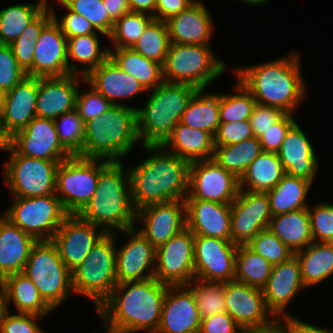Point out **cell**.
Listing matches in <instances>:
<instances>
[{"mask_svg":"<svg viewBox=\"0 0 333 333\" xmlns=\"http://www.w3.org/2000/svg\"><path fill=\"white\" fill-rule=\"evenodd\" d=\"M239 191V179L213 159L190 163L185 200L232 203Z\"/></svg>","mask_w":333,"mask_h":333,"instance_id":"9a60e30c","label":"cell"},{"mask_svg":"<svg viewBox=\"0 0 333 333\" xmlns=\"http://www.w3.org/2000/svg\"><path fill=\"white\" fill-rule=\"evenodd\" d=\"M245 333H284L281 328L276 325L274 328L267 331H257V332H245Z\"/></svg>","mask_w":333,"mask_h":333,"instance_id":"753ad0ef","label":"cell"},{"mask_svg":"<svg viewBox=\"0 0 333 333\" xmlns=\"http://www.w3.org/2000/svg\"><path fill=\"white\" fill-rule=\"evenodd\" d=\"M224 296L226 312L244 332L267 331L277 325L266 307L262 289L232 280L224 283Z\"/></svg>","mask_w":333,"mask_h":333,"instance_id":"4fadbf2b","label":"cell"},{"mask_svg":"<svg viewBox=\"0 0 333 333\" xmlns=\"http://www.w3.org/2000/svg\"><path fill=\"white\" fill-rule=\"evenodd\" d=\"M43 318L35 314L9 312L1 325L0 333H44L37 324L38 320Z\"/></svg>","mask_w":333,"mask_h":333,"instance_id":"91938a15","label":"cell"},{"mask_svg":"<svg viewBox=\"0 0 333 333\" xmlns=\"http://www.w3.org/2000/svg\"><path fill=\"white\" fill-rule=\"evenodd\" d=\"M130 12L146 13L154 17L156 0H128Z\"/></svg>","mask_w":333,"mask_h":333,"instance_id":"a7ac6f4b","label":"cell"},{"mask_svg":"<svg viewBox=\"0 0 333 333\" xmlns=\"http://www.w3.org/2000/svg\"><path fill=\"white\" fill-rule=\"evenodd\" d=\"M277 325L284 333H333V330L306 323L291 314L278 318Z\"/></svg>","mask_w":333,"mask_h":333,"instance_id":"be15d7a7","label":"cell"},{"mask_svg":"<svg viewBox=\"0 0 333 333\" xmlns=\"http://www.w3.org/2000/svg\"><path fill=\"white\" fill-rule=\"evenodd\" d=\"M109 57L122 71L136 78L146 91L153 90L164 81L162 65L132 48L109 47Z\"/></svg>","mask_w":333,"mask_h":333,"instance_id":"e575fe53","label":"cell"},{"mask_svg":"<svg viewBox=\"0 0 333 333\" xmlns=\"http://www.w3.org/2000/svg\"><path fill=\"white\" fill-rule=\"evenodd\" d=\"M137 222L143 225L136 229L157 248L186 228L185 200L145 206L136 211Z\"/></svg>","mask_w":333,"mask_h":333,"instance_id":"ffe728a7","label":"cell"},{"mask_svg":"<svg viewBox=\"0 0 333 333\" xmlns=\"http://www.w3.org/2000/svg\"><path fill=\"white\" fill-rule=\"evenodd\" d=\"M109 17L115 22L124 14L130 12L128 0H103Z\"/></svg>","mask_w":333,"mask_h":333,"instance_id":"003e7915","label":"cell"},{"mask_svg":"<svg viewBox=\"0 0 333 333\" xmlns=\"http://www.w3.org/2000/svg\"><path fill=\"white\" fill-rule=\"evenodd\" d=\"M235 93L222 94L220 101V121L239 122L247 121L257 104L253 95L237 80Z\"/></svg>","mask_w":333,"mask_h":333,"instance_id":"bcb514c9","label":"cell"},{"mask_svg":"<svg viewBox=\"0 0 333 333\" xmlns=\"http://www.w3.org/2000/svg\"><path fill=\"white\" fill-rule=\"evenodd\" d=\"M2 106H0V129H4L3 122H2Z\"/></svg>","mask_w":333,"mask_h":333,"instance_id":"11e5206c","label":"cell"},{"mask_svg":"<svg viewBox=\"0 0 333 333\" xmlns=\"http://www.w3.org/2000/svg\"><path fill=\"white\" fill-rule=\"evenodd\" d=\"M167 288L156 278L117 284L96 310L103 329L116 333H156Z\"/></svg>","mask_w":333,"mask_h":333,"instance_id":"6da1fadb","label":"cell"},{"mask_svg":"<svg viewBox=\"0 0 333 333\" xmlns=\"http://www.w3.org/2000/svg\"><path fill=\"white\" fill-rule=\"evenodd\" d=\"M187 286L195 296L201 319L226 312L224 283L205 282L194 279Z\"/></svg>","mask_w":333,"mask_h":333,"instance_id":"7dc6e473","label":"cell"},{"mask_svg":"<svg viewBox=\"0 0 333 333\" xmlns=\"http://www.w3.org/2000/svg\"><path fill=\"white\" fill-rule=\"evenodd\" d=\"M236 1V0H235ZM239 2H242L244 4H251L252 6H262V4H265L268 2V0H237Z\"/></svg>","mask_w":333,"mask_h":333,"instance_id":"8c879c8a","label":"cell"},{"mask_svg":"<svg viewBox=\"0 0 333 333\" xmlns=\"http://www.w3.org/2000/svg\"><path fill=\"white\" fill-rule=\"evenodd\" d=\"M199 333L245 332L227 312H224L202 319Z\"/></svg>","mask_w":333,"mask_h":333,"instance_id":"94428289","label":"cell"},{"mask_svg":"<svg viewBox=\"0 0 333 333\" xmlns=\"http://www.w3.org/2000/svg\"><path fill=\"white\" fill-rule=\"evenodd\" d=\"M171 43L209 45L213 33V20L201 1L195 0L177 15L166 20Z\"/></svg>","mask_w":333,"mask_h":333,"instance_id":"83f0119b","label":"cell"},{"mask_svg":"<svg viewBox=\"0 0 333 333\" xmlns=\"http://www.w3.org/2000/svg\"><path fill=\"white\" fill-rule=\"evenodd\" d=\"M161 146L189 163L214 157V137L207 131L193 129L180 122Z\"/></svg>","mask_w":333,"mask_h":333,"instance_id":"1f68e13d","label":"cell"},{"mask_svg":"<svg viewBox=\"0 0 333 333\" xmlns=\"http://www.w3.org/2000/svg\"><path fill=\"white\" fill-rule=\"evenodd\" d=\"M252 137L250 120L220 123L214 135V146L230 145Z\"/></svg>","mask_w":333,"mask_h":333,"instance_id":"9f6ffc18","label":"cell"},{"mask_svg":"<svg viewBox=\"0 0 333 333\" xmlns=\"http://www.w3.org/2000/svg\"><path fill=\"white\" fill-rule=\"evenodd\" d=\"M14 200L4 217L36 241L52 240L69 215L56 193L40 197H15Z\"/></svg>","mask_w":333,"mask_h":333,"instance_id":"8fae6325","label":"cell"},{"mask_svg":"<svg viewBox=\"0 0 333 333\" xmlns=\"http://www.w3.org/2000/svg\"><path fill=\"white\" fill-rule=\"evenodd\" d=\"M262 152L259 138L252 137L230 145L215 146L213 160L240 179Z\"/></svg>","mask_w":333,"mask_h":333,"instance_id":"b9f144b4","label":"cell"},{"mask_svg":"<svg viewBox=\"0 0 333 333\" xmlns=\"http://www.w3.org/2000/svg\"><path fill=\"white\" fill-rule=\"evenodd\" d=\"M150 153L128 169L132 204L136 211L158 203L185 200L190 163L160 146H142Z\"/></svg>","mask_w":333,"mask_h":333,"instance_id":"7a4b0ae2","label":"cell"},{"mask_svg":"<svg viewBox=\"0 0 333 333\" xmlns=\"http://www.w3.org/2000/svg\"><path fill=\"white\" fill-rule=\"evenodd\" d=\"M272 264L246 244L238 245L234 280L262 289L269 279Z\"/></svg>","mask_w":333,"mask_h":333,"instance_id":"7bdbcfd3","label":"cell"},{"mask_svg":"<svg viewBox=\"0 0 333 333\" xmlns=\"http://www.w3.org/2000/svg\"><path fill=\"white\" fill-rule=\"evenodd\" d=\"M70 11L86 18L93 27L108 37L114 21L109 17L103 0H60Z\"/></svg>","mask_w":333,"mask_h":333,"instance_id":"681fc988","label":"cell"},{"mask_svg":"<svg viewBox=\"0 0 333 333\" xmlns=\"http://www.w3.org/2000/svg\"><path fill=\"white\" fill-rule=\"evenodd\" d=\"M39 78L27 76L5 93L2 104V122L10 138L23 130L36 116Z\"/></svg>","mask_w":333,"mask_h":333,"instance_id":"4316f807","label":"cell"},{"mask_svg":"<svg viewBox=\"0 0 333 333\" xmlns=\"http://www.w3.org/2000/svg\"><path fill=\"white\" fill-rule=\"evenodd\" d=\"M252 251L268 260L272 266L287 261L293 252L268 228L259 232L246 244Z\"/></svg>","mask_w":333,"mask_h":333,"instance_id":"f907efd6","label":"cell"},{"mask_svg":"<svg viewBox=\"0 0 333 333\" xmlns=\"http://www.w3.org/2000/svg\"><path fill=\"white\" fill-rule=\"evenodd\" d=\"M201 317L187 285L168 286L156 333H199Z\"/></svg>","mask_w":333,"mask_h":333,"instance_id":"603a6c76","label":"cell"},{"mask_svg":"<svg viewBox=\"0 0 333 333\" xmlns=\"http://www.w3.org/2000/svg\"><path fill=\"white\" fill-rule=\"evenodd\" d=\"M206 88H198L182 114L180 123L209 132L213 137L220 121V101L222 94L204 92Z\"/></svg>","mask_w":333,"mask_h":333,"instance_id":"d590c367","label":"cell"},{"mask_svg":"<svg viewBox=\"0 0 333 333\" xmlns=\"http://www.w3.org/2000/svg\"><path fill=\"white\" fill-rule=\"evenodd\" d=\"M105 234L103 229L81 219L77 214H69L51 241L56 245L63 263L72 271Z\"/></svg>","mask_w":333,"mask_h":333,"instance_id":"ac0fdd59","label":"cell"},{"mask_svg":"<svg viewBox=\"0 0 333 333\" xmlns=\"http://www.w3.org/2000/svg\"><path fill=\"white\" fill-rule=\"evenodd\" d=\"M125 244L116 248L117 283L154 278L156 248L136 229H125Z\"/></svg>","mask_w":333,"mask_h":333,"instance_id":"44dd1931","label":"cell"},{"mask_svg":"<svg viewBox=\"0 0 333 333\" xmlns=\"http://www.w3.org/2000/svg\"><path fill=\"white\" fill-rule=\"evenodd\" d=\"M84 77L68 74L61 77H40L36 104L37 117L55 120L63 113L73 111L79 83Z\"/></svg>","mask_w":333,"mask_h":333,"instance_id":"d4e9b609","label":"cell"},{"mask_svg":"<svg viewBox=\"0 0 333 333\" xmlns=\"http://www.w3.org/2000/svg\"><path fill=\"white\" fill-rule=\"evenodd\" d=\"M305 288L300 264L295 255L274 265L266 285L262 288L267 309L276 319L289 315L286 309L290 301Z\"/></svg>","mask_w":333,"mask_h":333,"instance_id":"cb8c5ba5","label":"cell"},{"mask_svg":"<svg viewBox=\"0 0 333 333\" xmlns=\"http://www.w3.org/2000/svg\"><path fill=\"white\" fill-rule=\"evenodd\" d=\"M53 19L50 7L46 8L30 25L27 26L20 36L32 37V40L39 39L42 29Z\"/></svg>","mask_w":333,"mask_h":333,"instance_id":"03108f58","label":"cell"},{"mask_svg":"<svg viewBox=\"0 0 333 333\" xmlns=\"http://www.w3.org/2000/svg\"><path fill=\"white\" fill-rule=\"evenodd\" d=\"M37 241L4 216L0 219V272L7 277L23 273Z\"/></svg>","mask_w":333,"mask_h":333,"instance_id":"4dcf8cb0","label":"cell"},{"mask_svg":"<svg viewBox=\"0 0 333 333\" xmlns=\"http://www.w3.org/2000/svg\"><path fill=\"white\" fill-rule=\"evenodd\" d=\"M5 92L0 89V106H2L4 101Z\"/></svg>","mask_w":333,"mask_h":333,"instance_id":"34e18365","label":"cell"},{"mask_svg":"<svg viewBox=\"0 0 333 333\" xmlns=\"http://www.w3.org/2000/svg\"><path fill=\"white\" fill-rule=\"evenodd\" d=\"M311 208L309 205L313 242L333 243V204L322 202Z\"/></svg>","mask_w":333,"mask_h":333,"instance_id":"816d5d0a","label":"cell"},{"mask_svg":"<svg viewBox=\"0 0 333 333\" xmlns=\"http://www.w3.org/2000/svg\"><path fill=\"white\" fill-rule=\"evenodd\" d=\"M4 180L13 197H40L55 194L56 170L60 162L18 154L10 145Z\"/></svg>","mask_w":333,"mask_h":333,"instance_id":"7c38bea8","label":"cell"},{"mask_svg":"<svg viewBox=\"0 0 333 333\" xmlns=\"http://www.w3.org/2000/svg\"><path fill=\"white\" fill-rule=\"evenodd\" d=\"M36 41L32 37L19 36L10 44L18 65L27 72L33 64Z\"/></svg>","mask_w":333,"mask_h":333,"instance_id":"6125c7cd","label":"cell"},{"mask_svg":"<svg viewBox=\"0 0 333 333\" xmlns=\"http://www.w3.org/2000/svg\"><path fill=\"white\" fill-rule=\"evenodd\" d=\"M194 234L186 227L156 248L155 274L168 286L188 285L195 279Z\"/></svg>","mask_w":333,"mask_h":333,"instance_id":"5bb4252c","label":"cell"},{"mask_svg":"<svg viewBox=\"0 0 333 333\" xmlns=\"http://www.w3.org/2000/svg\"><path fill=\"white\" fill-rule=\"evenodd\" d=\"M53 121L61 145L72 156L82 157L85 123L78 112L74 109L63 113Z\"/></svg>","mask_w":333,"mask_h":333,"instance_id":"c3c4849f","label":"cell"},{"mask_svg":"<svg viewBox=\"0 0 333 333\" xmlns=\"http://www.w3.org/2000/svg\"><path fill=\"white\" fill-rule=\"evenodd\" d=\"M154 19L152 15L128 12L114 22L111 34L114 48H132L143 34L145 28Z\"/></svg>","mask_w":333,"mask_h":333,"instance_id":"f6af8a7d","label":"cell"},{"mask_svg":"<svg viewBox=\"0 0 333 333\" xmlns=\"http://www.w3.org/2000/svg\"><path fill=\"white\" fill-rule=\"evenodd\" d=\"M25 77L27 73L18 65L10 45L0 44V89L6 93Z\"/></svg>","mask_w":333,"mask_h":333,"instance_id":"f5cc1de1","label":"cell"},{"mask_svg":"<svg viewBox=\"0 0 333 333\" xmlns=\"http://www.w3.org/2000/svg\"><path fill=\"white\" fill-rule=\"evenodd\" d=\"M226 62L219 60L210 45L170 43L163 68L166 82L207 88L226 70Z\"/></svg>","mask_w":333,"mask_h":333,"instance_id":"ba28073f","label":"cell"},{"mask_svg":"<svg viewBox=\"0 0 333 333\" xmlns=\"http://www.w3.org/2000/svg\"><path fill=\"white\" fill-rule=\"evenodd\" d=\"M123 161H109L101 170L95 193L77 214L81 219L115 233L135 227L129 172Z\"/></svg>","mask_w":333,"mask_h":333,"instance_id":"277c9868","label":"cell"},{"mask_svg":"<svg viewBox=\"0 0 333 333\" xmlns=\"http://www.w3.org/2000/svg\"><path fill=\"white\" fill-rule=\"evenodd\" d=\"M186 227L194 236L231 241V203L185 200Z\"/></svg>","mask_w":333,"mask_h":333,"instance_id":"484cf974","label":"cell"},{"mask_svg":"<svg viewBox=\"0 0 333 333\" xmlns=\"http://www.w3.org/2000/svg\"><path fill=\"white\" fill-rule=\"evenodd\" d=\"M108 160L71 156L56 170V196L68 214H78L96 191L100 170Z\"/></svg>","mask_w":333,"mask_h":333,"instance_id":"30bf717a","label":"cell"},{"mask_svg":"<svg viewBox=\"0 0 333 333\" xmlns=\"http://www.w3.org/2000/svg\"><path fill=\"white\" fill-rule=\"evenodd\" d=\"M113 104L90 86L85 93L78 91L75 110L84 123L102 116Z\"/></svg>","mask_w":333,"mask_h":333,"instance_id":"db71d44e","label":"cell"},{"mask_svg":"<svg viewBox=\"0 0 333 333\" xmlns=\"http://www.w3.org/2000/svg\"><path fill=\"white\" fill-rule=\"evenodd\" d=\"M268 229L293 254L303 250L313 242L308 208L272 216Z\"/></svg>","mask_w":333,"mask_h":333,"instance_id":"d6a6232c","label":"cell"},{"mask_svg":"<svg viewBox=\"0 0 333 333\" xmlns=\"http://www.w3.org/2000/svg\"><path fill=\"white\" fill-rule=\"evenodd\" d=\"M115 233H106L72 274L74 294L88 297L97 308L117 286Z\"/></svg>","mask_w":333,"mask_h":333,"instance_id":"52a82bcc","label":"cell"},{"mask_svg":"<svg viewBox=\"0 0 333 333\" xmlns=\"http://www.w3.org/2000/svg\"><path fill=\"white\" fill-rule=\"evenodd\" d=\"M286 113L276 107L256 104L250 116L254 137H261L269 128L277 123Z\"/></svg>","mask_w":333,"mask_h":333,"instance_id":"680465c9","label":"cell"},{"mask_svg":"<svg viewBox=\"0 0 333 333\" xmlns=\"http://www.w3.org/2000/svg\"><path fill=\"white\" fill-rule=\"evenodd\" d=\"M284 175L278 153L262 152L239 179V187L240 190L266 193L273 189Z\"/></svg>","mask_w":333,"mask_h":333,"instance_id":"836d02e7","label":"cell"},{"mask_svg":"<svg viewBox=\"0 0 333 333\" xmlns=\"http://www.w3.org/2000/svg\"><path fill=\"white\" fill-rule=\"evenodd\" d=\"M4 287L8 304L12 302L18 313L46 317L53 311L41 297L34 283L23 273L8 275L5 278Z\"/></svg>","mask_w":333,"mask_h":333,"instance_id":"ab89813d","label":"cell"},{"mask_svg":"<svg viewBox=\"0 0 333 333\" xmlns=\"http://www.w3.org/2000/svg\"><path fill=\"white\" fill-rule=\"evenodd\" d=\"M23 274L34 283L53 310L74 294L71 271L51 240L37 241L32 246Z\"/></svg>","mask_w":333,"mask_h":333,"instance_id":"9c48e42d","label":"cell"},{"mask_svg":"<svg viewBox=\"0 0 333 333\" xmlns=\"http://www.w3.org/2000/svg\"><path fill=\"white\" fill-rule=\"evenodd\" d=\"M197 88L163 81L144 107H136L137 133L142 146H160L180 122Z\"/></svg>","mask_w":333,"mask_h":333,"instance_id":"8992f818","label":"cell"},{"mask_svg":"<svg viewBox=\"0 0 333 333\" xmlns=\"http://www.w3.org/2000/svg\"><path fill=\"white\" fill-rule=\"evenodd\" d=\"M84 78L88 86L93 87L113 105H122L119 100L147 92L136 78L122 71L110 57Z\"/></svg>","mask_w":333,"mask_h":333,"instance_id":"f546056e","label":"cell"},{"mask_svg":"<svg viewBox=\"0 0 333 333\" xmlns=\"http://www.w3.org/2000/svg\"><path fill=\"white\" fill-rule=\"evenodd\" d=\"M105 330V333H109V330H107V329H104ZM96 333V332H95ZM98 333V332H97Z\"/></svg>","mask_w":333,"mask_h":333,"instance_id":"b9fcfbb0","label":"cell"},{"mask_svg":"<svg viewBox=\"0 0 333 333\" xmlns=\"http://www.w3.org/2000/svg\"><path fill=\"white\" fill-rule=\"evenodd\" d=\"M8 299L4 285H0V328L5 320L6 315L10 312Z\"/></svg>","mask_w":333,"mask_h":333,"instance_id":"89a4df30","label":"cell"},{"mask_svg":"<svg viewBox=\"0 0 333 333\" xmlns=\"http://www.w3.org/2000/svg\"><path fill=\"white\" fill-rule=\"evenodd\" d=\"M47 0L38 3L10 5L0 10V44L10 45L47 7Z\"/></svg>","mask_w":333,"mask_h":333,"instance_id":"60d3db41","label":"cell"},{"mask_svg":"<svg viewBox=\"0 0 333 333\" xmlns=\"http://www.w3.org/2000/svg\"><path fill=\"white\" fill-rule=\"evenodd\" d=\"M57 1L68 11V13L60 18V20H58L59 18L55 14L56 12H54V6L51 5L48 7H50L52 11L54 21L60 26L61 31L67 38L94 34L97 32L106 36L104 33L97 31L86 18L70 11L60 0Z\"/></svg>","mask_w":333,"mask_h":333,"instance_id":"11a10c76","label":"cell"},{"mask_svg":"<svg viewBox=\"0 0 333 333\" xmlns=\"http://www.w3.org/2000/svg\"><path fill=\"white\" fill-rule=\"evenodd\" d=\"M10 138L6 135L4 129H0V150L8 151Z\"/></svg>","mask_w":333,"mask_h":333,"instance_id":"2644e50d","label":"cell"},{"mask_svg":"<svg viewBox=\"0 0 333 333\" xmlns=\"http://www.w3.org/2000/svg\"><path fill=\"white\" fill-rule=\"evenodd\" d=\"M311 186L310 181L285 174L273 189L266 192L272 216L308 208L306 198Z\"/></svg>","mask_w":333,"mask_h":333,"instance_id":"f35d334b","label":"cell"},{"mask_svg":"<svg viewBox=\"0 0 333 333\" xmlns=\"http://www.w3.org/2000/svg\"><path fill=\"white\" fill-rule=\"evenodd\" d=\"M9 145L18 154L37 159L63 161L72 156L61 145L54 121L37 116L10 137Z\"/></svg>","mask_w":333,"mask_h":333,"instance_id":"d6986e66","label":"cell"},{"mask_svg":"<svg viewBox=\"0 0 333 333\" xmlns=\"http://www.w3.org/2000/svg\"><path fill=\"white\" fill-rule=\"evenodd\" d=\"M67 37L52 19L36 41L32 67L26 72L32 77H61L69 74Z\"/></svg>","mask_w":333,"mask_h":333,"instance_id":"7402d4cb","label":"cell"},{"mask_svg":"<svg viewBox=\"0 0 333 333\" xmlns=\"http://www.w3.org/2000/svg\"><path fill=\"white\" fill-rule=\"evenodd\" d=\"M170 43L166 21L153 19L132 49L163 66Z\"/></svg>","mask_w":333,"mask_h":333,"instance_id":"ee69618b","label":"cell"},{"mask_svg":"<svg viewBox=\"0 0 333 333\" xmlns=\"http://www.w3.org/2000/svg\"><path fill=\"white\" fill-rule=\"evenodd\" d=\"M139 142L136 108L113 105L85 123L82 158L122 161Z\"/></svg>","mask_w":333,"mask_h":333,"instance_id":"5b68a950","label":"cell"},{"mask_svg":"<svg viewBox=\"0 0 333 333\" xmlns=\"http://www.w3.org/2000/svg\"><path fill=\"white\" fill-rule=\"evenodd\" d=\"M272 212L266 193L240 190L231 203V241L247 244L269 227Z\"/></svg>","mask_w":333,"mask_h":333,"instance_id":"e0dca14e","label":"cell"},{"mask_svg":"<svg viewBox=\"0 0 333 333\" xmlns=\"http://www.w3.org/2000/svg\"><path fill=\"white\" fill-rule=\"evenodd\" d=\"M5 278L6 277L0 272V285H4Z\"/></svg>","mask_w":333,"mask_h":333,"instance_id":"2a66077c","label":"cell"},{"mask_svg":"<svg viewBox=\"0 0 333 333\" xmlns=\"http://www.w3.org/2000/svg\"><path fill=\"white\" fill-rule=\"evenodd\" d=\"M236 79L253 95L257 104L293 114L306 93L299 53L253 66L235 68Z\"/></svg>","mask_w":333,"mask_h":333,"instance_id":"3957f363","label":"cell"},{"mask_svg":"<svg viewBox=\"0 0 333 333\" xmlns=\"http://www.w3.org/2000/svg\"><path fill=\"white\" fill-rule=\"evenodd\" d=\"M237 248L238 245L229 240L195 236V279L215 283L234 280Z\"/></svg>","mask_w":333,"mask_h":333,"instance_id":"2e32d148","label":"cell"},{"mask_svg":"<svg viewBox=\"0 0 333 333\" xmlns=\"http://www.w3.org/2000/svg\"><path fill=\"white\" fill-rule=\"evenodd\" d=\"M195 0H156L154 19L166 21L186 10Z\"/></svg>","mask_w":333,"mask_h":333,"instance_id":"e7e4bbea","label":"cell"},{"mask_svg":"<svg viewBox=\"0 0 333 333\" xmlns=\"http://www.w3.org/2000/svg\"><path fill=\"white\" fill-rule=\"evenodd\" d=\"M293 115L294 114H285L277 123L259 137L263 152L278 153L280 151L286 134L296 123Z\"/></svg>","mask_w":333,"mask_h":333,"instance_id":"6f0895ef","label":"cell"},{"mask_svg":"<svg viewBox=\"0 0 333 333\" xmlns=\"http://www.w3.org/2000/svg\"><path fill=\"white\" fill-rule=\"evenodd\" d=\"M294 255L299 261L306 288L321 283L333 274V243L312 242Z\"/></svg>","mask_w":333,"mask_h":333,"instance_id":"8d00e7d4","label":"cell"},{"mask_svg":"<svg viewBox=\"0 0 333 333\" xmlns=\"http://www.w3.org/2000/svg\"><path fill=\"white\" fill-rule=\"evenodd\" d=\"M285 174L314 182L319 170L314 147L297 122L289 129L278 152Z\"/></svg>","mask_w":333,"mask_h":333,"instance_id":"f1b7e54d","label":"cell"},{"mask_svg":"<svg viewBox=\"0 0 333 333\" xmlns=\"http://www.w3.org/2000/svg\"><path fill=\"white\" fill-rule=\"evenodd\" d=\"M98 36V33H94L67 38L69 74L85 77L109 57V48L101 49ZM71 59L86 68L79 69L78 63H74Z\"/></svg>","mask_w":333,"mask_h":333,"instance_id":"74e56055","label":"cell"}]
</instances>
